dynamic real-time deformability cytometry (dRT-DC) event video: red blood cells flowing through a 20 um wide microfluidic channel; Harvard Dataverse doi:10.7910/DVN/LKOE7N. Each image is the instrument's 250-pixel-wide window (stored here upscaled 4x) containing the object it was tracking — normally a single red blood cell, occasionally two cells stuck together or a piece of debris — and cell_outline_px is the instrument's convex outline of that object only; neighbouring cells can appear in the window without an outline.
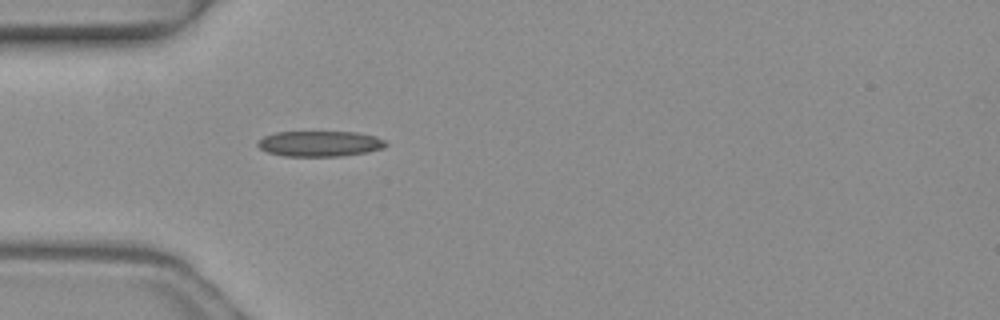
{"species": "common noctule bat (a hibernating species)", "species_latin": "Nyctalus noctula", "temperature_condition": "warm", "stored_images_in_passage": 1, "camera_frame_rate_fps": 3000, "um_per_image_px": 0.085, "animal": {"sex": "female", "body_mass_g": 19.3, "forearm_length_mm": 54.1}, "frame": {"image": 1, "passage_image": 1, "time_ms": 0.0, "image_size_px": [1000, 320], "cell_outline_px": [[388, 144], [384, 148], [368, 152], [340, 156], [284, 156], [268, 152], [260, 148], [256, 144], [264, 136], [276, 132], [356, 132], [376, 136], [384, 140]], "centroid_in_image_um": [27.21, 12.21], "position_along_channel_um": 57.8, "area_um2": 19.07}}